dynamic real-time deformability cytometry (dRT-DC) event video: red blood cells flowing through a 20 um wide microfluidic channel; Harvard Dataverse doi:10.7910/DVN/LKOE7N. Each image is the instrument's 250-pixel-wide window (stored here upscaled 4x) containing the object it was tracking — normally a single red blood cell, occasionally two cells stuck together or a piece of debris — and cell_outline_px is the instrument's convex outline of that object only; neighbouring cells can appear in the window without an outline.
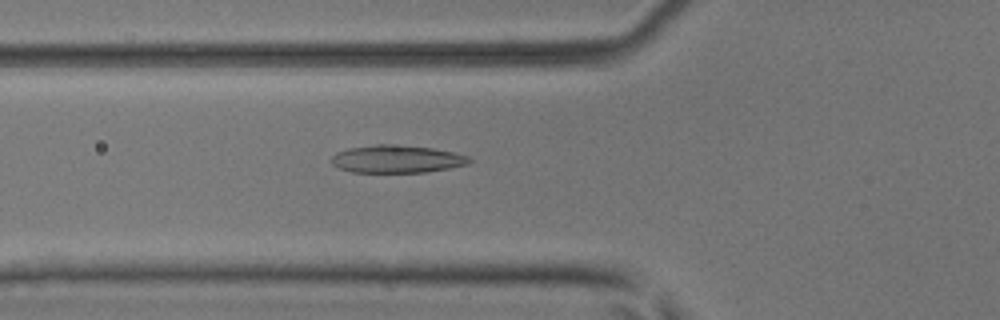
{"species": "common noctule bat (a hibernating species)", "species_latin": "Nyctalus noctula", "temperature_condition": "room temperature", "stored_images_in_passage": 36, "camera_frame_rate_fps": 3000, "um_per_image_px": 0.085, "animal": {"sex": "male", "body_mass_g": 17.9, "forearm_length_mm": 54.2}, "frame": {"image": 1, "passage_image": 5, "time_ms": 1.333, "image_size_px": [1000, 320], "cell_outline_px": [[472, 160], [468, 164], [448, 168], [424, 172], [352, 172], [340, 168], [332, 164], [328, 160], [336, 152], [348, 148], [376, 144], [388, 144], [432, 148], [452, 152], [468, 156]], "centroid_in_image_um": [33.68, 13.51], "position_along_channel_um": 92.1, "area_um2": 22.14}}
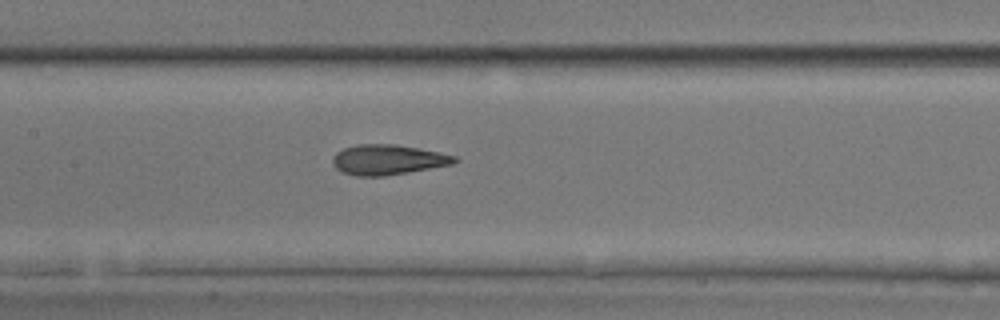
{"frame": {"image": 2, "passage_image": 11, "time_ms": 3.333, "image_size_px": [1000, 320], "cell_outline_px": [[460, 160], [452, 164], [408, 172], [384, 176], [356, 176], [340, 172], [332, 164], [332, 160], [336, 152], [344, 148], [356, 144], [396, 144], [420, 148], [440, 152], [456, 156]], "centroid_in_image_um": [32.96, 13.57], "position_along_channel_um": 174.4, "area_um2": 21.56}}
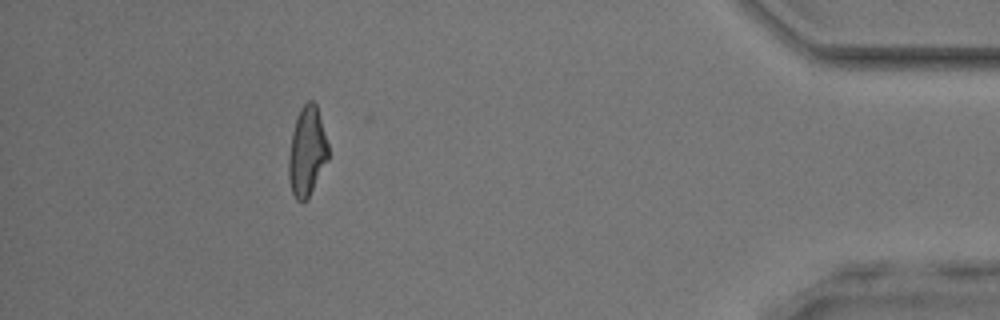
{"frame": {"image": 3, "passage_image": 32, "time_ms": 10.333, "image_size_px": [1000, 320], "cell_outline_px": [[328, 160], [308, 196], [304, 200], [296, 200], [292, 192], [288, 180], [288, 156], [292, 132], [300, 108], [308, 100], [312, 100], [316, 104], [328, 144]], "centroid_in_image_um": [26.08, 12.85], "position_along_channel_um": 409.1, "area_um2": 20.35}}